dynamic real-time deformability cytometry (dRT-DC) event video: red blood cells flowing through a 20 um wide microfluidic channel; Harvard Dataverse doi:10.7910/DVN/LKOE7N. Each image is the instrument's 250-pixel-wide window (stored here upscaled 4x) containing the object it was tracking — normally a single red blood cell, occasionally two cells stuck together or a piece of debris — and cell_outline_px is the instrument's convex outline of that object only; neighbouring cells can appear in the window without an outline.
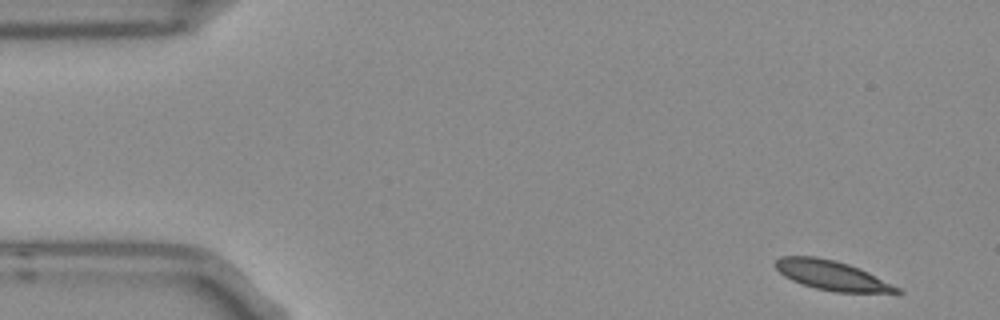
{"species": "Egyptian fruit bat (a non-hibernating species)", "species_latin": "Rousettus aegyptiacus", "temperature_condition": "room temperature", "stored_images_in_passage": 4, "camera_frame_rate_fps": 3000, "um_per_image_px": 0.085, "frame": {"image": 1, "passage_image": 1, "time_ms": 0.0, "image_size_px": [1000, 320], "cell_outline_px": [[904, 292], [900, 296], [832, 292], [816, 288], [792, 280], [784, 276], [772, 264], [780, 256], [816, 256], [836, 260], [860, 268], [900, 288]], "centroid_in_image_um": [70.85, 23.46], "position_along_channel_um": 14.1, "area_um2": 21.79}}
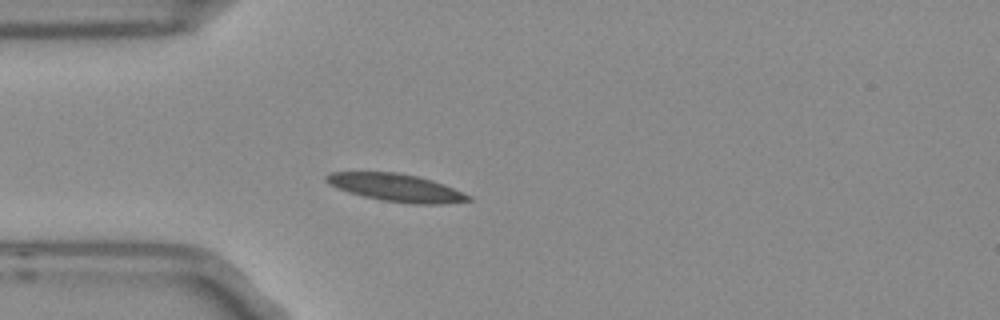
{"frame": {"image": 2, "passage_image": 4, "time_ms": 1.0, "image_size_px": [1000, 320], "cell_outline_px": [[476, 200], [444, 204], [412, 204], [380, 200], [348, 192], [336, 188], [328, 184], [324, 180], [324, 176], [332, 172], [396, 172], [416, 176], [432, 180], [444, 184], [472, 196]], "centroid_in_image_um": [33.7, 15.96], "position_along_channel_um": 51.3, "area_um2": 23.12}}